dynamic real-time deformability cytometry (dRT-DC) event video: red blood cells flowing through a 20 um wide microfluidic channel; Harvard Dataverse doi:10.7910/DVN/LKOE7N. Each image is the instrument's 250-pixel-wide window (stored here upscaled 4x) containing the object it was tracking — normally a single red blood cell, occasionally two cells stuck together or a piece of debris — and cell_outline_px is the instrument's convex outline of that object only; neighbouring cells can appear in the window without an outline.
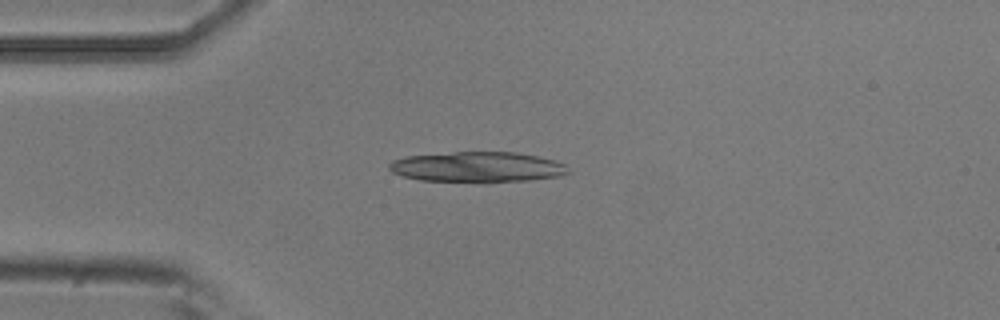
{"species": "common noctule bat (a hibernating species)", "species_latin": "Nyctalus noctula", "temperature_condition": "room temperature", "stored_images_in_passage": 5, "camera_frame_rate_fps": 3000, "um_per_image_px": 0.085, "animal": {"sex": "male", "body_mass_g": 20.5, "forearm_length_mm": 52.5}, "frame": {"image": 1, "passage_image": 1, "time_ms": 0.0, "image_size_px": [1000, 320], "cell_outline_px": [[572, 172], [560, 176], [528, 180], [484, 184], [420, 180], [404, 176], [392, 172], [388, 168], [388, 164], [392, 160], [404, 156], [452, 152], [516, 152], [556, 160], [564, 164]], "centroid_in_image_um": [40.58, 14.22], "position_along_channel_um": 44.4, "area_um2": 32.6}}